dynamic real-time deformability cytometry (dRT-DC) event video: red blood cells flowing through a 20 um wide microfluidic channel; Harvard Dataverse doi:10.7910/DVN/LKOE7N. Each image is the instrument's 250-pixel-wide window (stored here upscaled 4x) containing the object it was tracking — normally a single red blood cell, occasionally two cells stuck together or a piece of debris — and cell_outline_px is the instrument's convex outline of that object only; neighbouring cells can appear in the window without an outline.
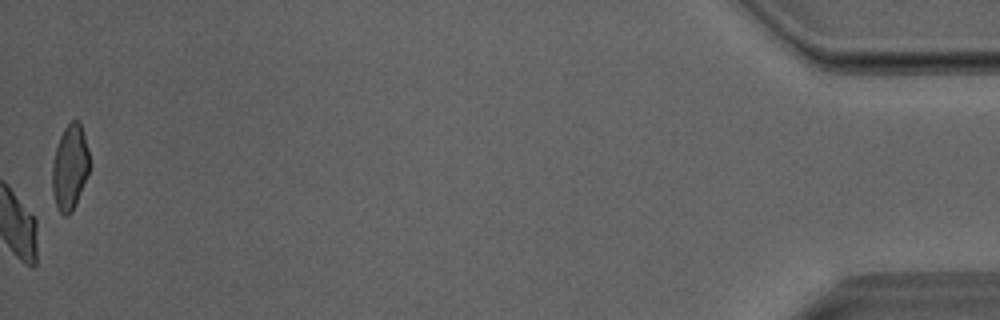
{"species": "Egyptian fruit bat (a non-hibernating species)", "species_latin": "Rousettus aegyptiacus", "temperature_condition": "room temperature", "stored_images_in_passage": 33, "camera_frame_rate_fps": 3000, "um_per_image_px": 0.085, "animal": {"sex": "male"}, "frame": {"image": 1, "passage_image": 33, "time_ms": 10.667, "image_size_px": [1000, 320], "cell_outline_px": [[88, 172], [72, 212], [68, 216], [64, 216], [60, 212], [56, 204], [52, 192], [52, 164], [56, 148], [60, 136], [64, 128], [72, 120], [80, 120], [88, 148]], "centroid_in_image_um": [5.92, 14.2], "position_along_channel_um": 429.3, "area_um2": 18.26}}